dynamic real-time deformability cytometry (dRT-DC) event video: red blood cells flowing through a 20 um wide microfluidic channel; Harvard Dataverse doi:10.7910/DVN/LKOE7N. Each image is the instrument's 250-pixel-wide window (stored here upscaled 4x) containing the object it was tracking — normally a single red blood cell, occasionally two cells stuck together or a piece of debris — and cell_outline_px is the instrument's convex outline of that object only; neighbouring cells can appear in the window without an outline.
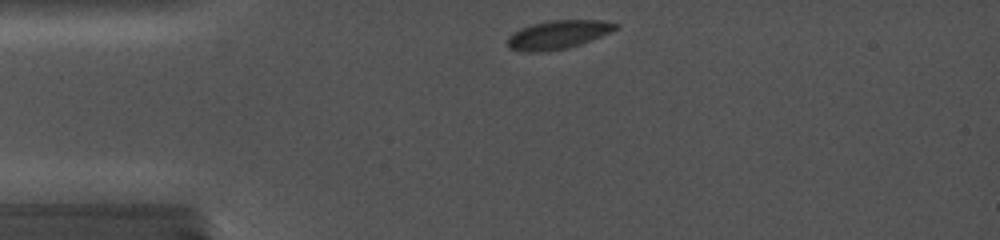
{"species": "common noctule bat (a hibernating species)", "species_latin": "Nyctalus noctula", "temperature_condition": "cold", "stored_images_in_passage": 20, "camera_frame_rate_fps": 5000, "um_per_image_px": 0.085, "animal": {"sex": "female", "body_mass_g": 19.0, "forearm_length_mm": 56.7}, "frame": {"image": 1, "passage_image": 1, "time_ms": 0.0, "image_size_px": [1000, 240], "cell_outline_px": [[620, 24], [616, 28], [600, 36], [580, 44], [564, 48], [544, 52], [528, 52], [508, 48], [508, 36], [520, 28], [532, 24], [548, 20], [604, 20]], "centroid_in_image_um": [47.4, 2.93], "position_along_channel_um": 37.6, "area_um2": 17.8}}
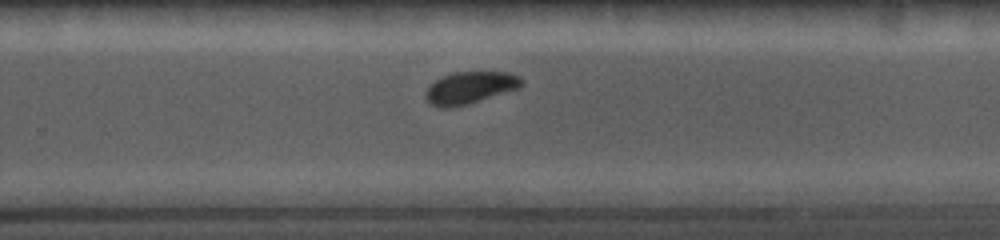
{"frame": {"image": 2, "passage_image": 13, "time_ms": 7.4, "image_size_px": [1000, 240], "cell_outline_px": [[524, 84], [516, 88], [464, 104], [448, 108], [440, 108], [432, 104], [424, 96], [424, 92], [436, 80], [444, 76], [456, 72], [508, 72], [520, 76], [524, 80]], "centroid_in_image_um": [39.94, 7.43], "position_along_channel_um": 289.9, "area_um2": 17.34}}
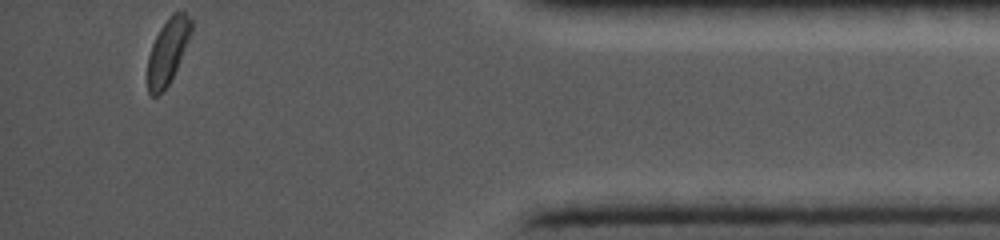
{"frame": {"image": 3, "passage_image": 20, "time_ms": 11.6, "image_size_px": [1000, 240], "cell_outline_px": [[192, 32], [180, 60], [164, 92], [156, 96], [152, 96], [148, 92], [148, 56], [152, 44], [160, 28], [168, 16], [172, 12], [184, 12], [192, 20]], "centroid_in_image_um": [14.26, 4.34], "position_along_channel_um": 420.9, "area_um2": 16.53}}